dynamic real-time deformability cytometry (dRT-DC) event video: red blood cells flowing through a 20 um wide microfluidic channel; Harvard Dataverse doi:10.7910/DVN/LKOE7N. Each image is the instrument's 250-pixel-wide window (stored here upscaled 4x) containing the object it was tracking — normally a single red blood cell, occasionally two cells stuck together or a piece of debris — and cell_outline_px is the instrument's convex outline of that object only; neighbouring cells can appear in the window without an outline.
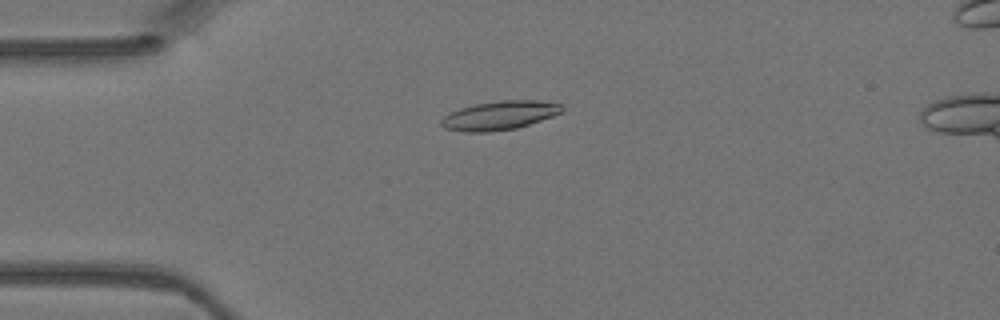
{"species": "Egyptian fruit bat (a non-hibernating species)", "species_latin": "Rousettus aegyptiacus", "temperature_condition": "warm", "stored_images_in_passage": 5, "camera_frame_rate_fps": 3000, "um_per_image_px": 0.085, "animal": {"sex": "female"}, "frame": {"image": 1, "passage_image": 4, "time_ms": 1.0, "image_size_px": [1000, 320], "cell_outline_px": [[564, 108], [560, 112], [552, 116], [516, 128], [488, 132], [464, 132], [444, 128], [440, 124], [440, 120], [448, 112], [460, 108], [476, 104], [500, 100], [536, 100], [564, 104]], "centroid_in_image_um": [42.42, 9.8], "position_along_channel_um": 42.6, "area_um2": 20.29}}